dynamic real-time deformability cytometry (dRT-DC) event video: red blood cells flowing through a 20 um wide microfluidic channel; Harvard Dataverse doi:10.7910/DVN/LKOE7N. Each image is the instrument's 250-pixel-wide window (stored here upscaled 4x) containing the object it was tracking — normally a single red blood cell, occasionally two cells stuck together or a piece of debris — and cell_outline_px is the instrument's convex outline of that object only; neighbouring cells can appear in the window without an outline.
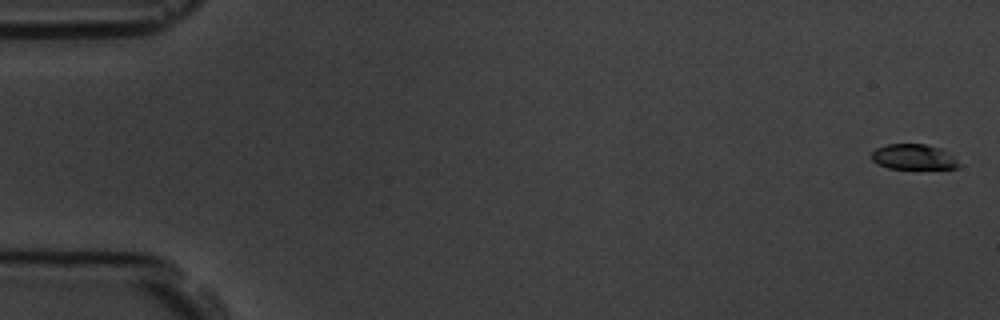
{"species": "common noctule bat (a hibernating species)", "species_latin": "Nyctalus noctula", "temperature_condition": "room temperature", "stored_images_in_passage": 8, "camera_frame_rate_fps": 3000, "um_per_image_px": 0.085, "animal": {"sex": "male", "body_mass_g": 19.5, "forearm_length_mm": 54.6}, "frame": {"image": 1, "passage_image": 1, "time_ms": 0.0, "image_size_px": [1000, 320], "cell_outline_px": [[960, 164], [956, 168], [888, 168], [876, 164], [872, 160], [872, 152], [876, 148], [884, 144], [924, 144], [944, 148]], "centroid_in_image_um": [77.62, 13.32], "position_along_channel_um": 7.4, "area_um2": 12.89}}
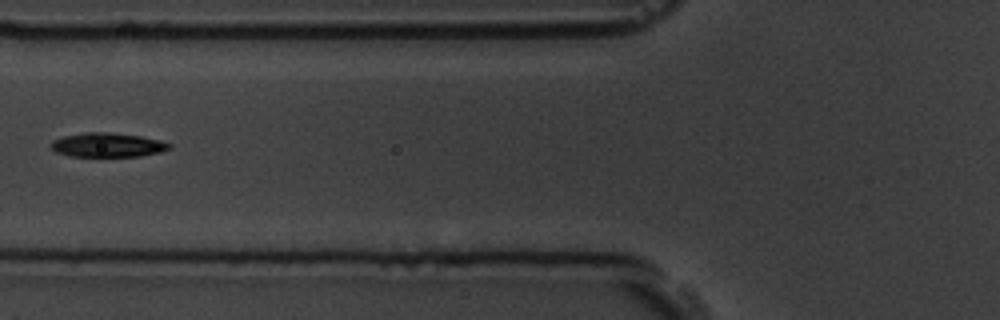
{"frame": {"image": 2, "passage_image": 7, "time_ms": 7.0, "image_size_px": [1000, 320], "cell_outline_px": [[172, 148], [160, 152], [140, 156], [68, 156], [56, 152], [48, 144], [52, 140], [64, 136], [88, 132], [108, 132], [140, 136], [160, 140], [172, 144]], "centroid_in_image_um": [9.14, 12.32], "position_along_channel_um": 116.7, "area_um2": 16.7}}
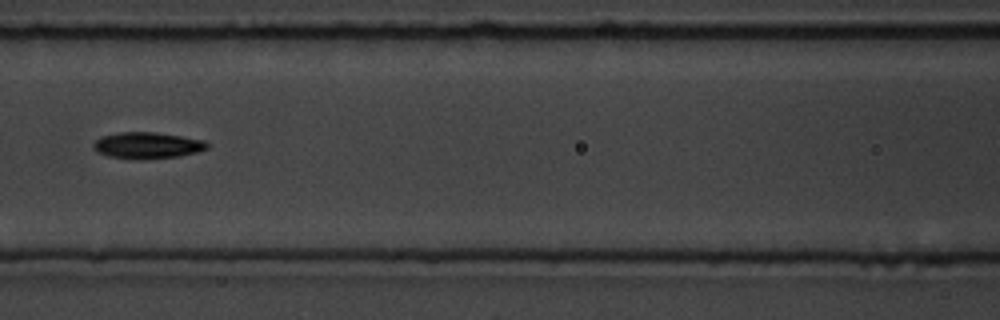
{"frame": {"image": 3, "passage_image": 8, "time_ms": 8.0, "image_size_px": [1000, 320], "cell_outline_px": [[208, 148], [196, 152], [180, 156], [140, 160], [108, 156], [100, 152], [92, 144], [96, 140], [104, 136], [120, 132], [156, 132], [204, 140], [208, 144]], "centroid_in_image_um": [12.56, 12.36], "position_along_channel_um": 154.0, "area_um2": 17.28}}